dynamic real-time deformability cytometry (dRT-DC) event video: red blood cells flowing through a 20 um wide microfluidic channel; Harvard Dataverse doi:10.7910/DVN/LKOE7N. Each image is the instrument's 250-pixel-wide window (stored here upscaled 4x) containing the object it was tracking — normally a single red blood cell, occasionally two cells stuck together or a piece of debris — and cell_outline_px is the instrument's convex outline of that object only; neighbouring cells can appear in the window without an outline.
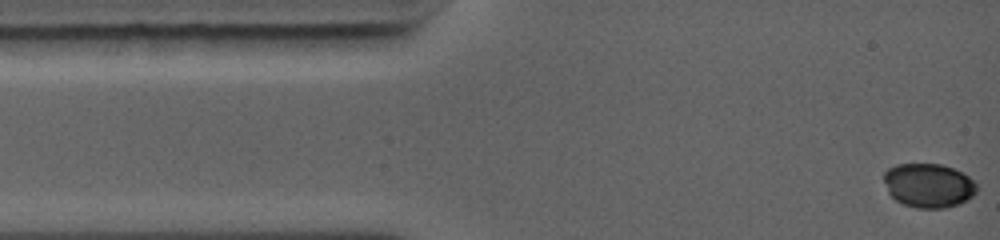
{"species": "common noctule bat (a hibernating species)", "species_latin": "Nyctalus noctula", "temperature_condition": "warm", "stored_images_in_passage": 52, "camera_frame_rate_fps": 5000, "um_per_image_px": 0.085, "animal": {"sex": "female", "body_mass_g": 19.0, "forearm_length_mm": 56.7}, "frame": {"image": 1, "passage_image": 1, "time_ms": 0.0, "image_size_px": [1000, 240], "cell_outline_px": [[976, 192], [972, 196], [960, 204], [944, 208], [916, 208], [904, 204], [896, 200], [888, 192], [884, 180], [884, 172], [888, 168], [896, 164], [940, 164], [952, 168], [968, 176], [976, 184]], "centroid_in_image_um": [78.91, 15.76], "position_along_channel_um": 6.1, "area_um2": 23.76}}
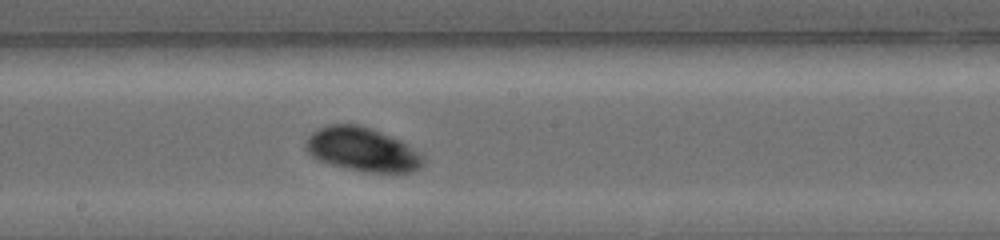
{"frame": {"image": 2, "passage_image": 30, "time_ms": 5.8, "image_size_px": [1000, 240], "cell_outline_px": [[424, 164], [420, 168], [412, 172], [368, 172], [348, 168], [316, 160], [304, 148], [304, 140], [312, 132], [328, 124], [356, 124], [380, 132], [400, 140], [420, 152], [424, 156]], "centroid_in_image_um": [30.78, 12.7], "position_along_channel_um": 217.4, "area_um2": 30.0}}
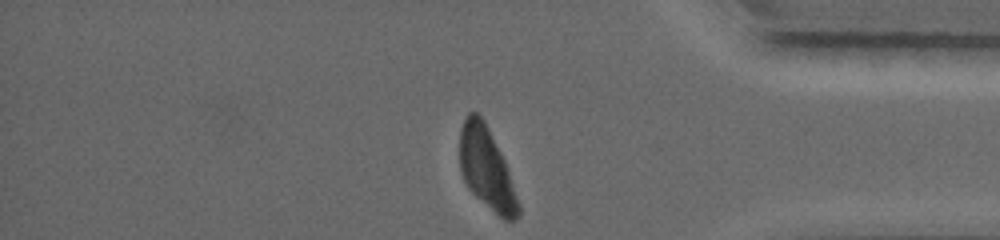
{"frame": {"image": 3, "passage_image": 52, "time_ms": 10.2, "image_size_px": [1000, 240], "cell_outline_px": [[520, 216], [516, 220], [504, 220], [476, 196], [468, 188], [460, 172], [460, 128], [468, 112], [476, 112], [484, 120], [508, 168], [520, 204]], "centroid_in_image_um": [41.37, 14.34], "position_along_channel_um": 393.8, "area_um2": 27.74}}